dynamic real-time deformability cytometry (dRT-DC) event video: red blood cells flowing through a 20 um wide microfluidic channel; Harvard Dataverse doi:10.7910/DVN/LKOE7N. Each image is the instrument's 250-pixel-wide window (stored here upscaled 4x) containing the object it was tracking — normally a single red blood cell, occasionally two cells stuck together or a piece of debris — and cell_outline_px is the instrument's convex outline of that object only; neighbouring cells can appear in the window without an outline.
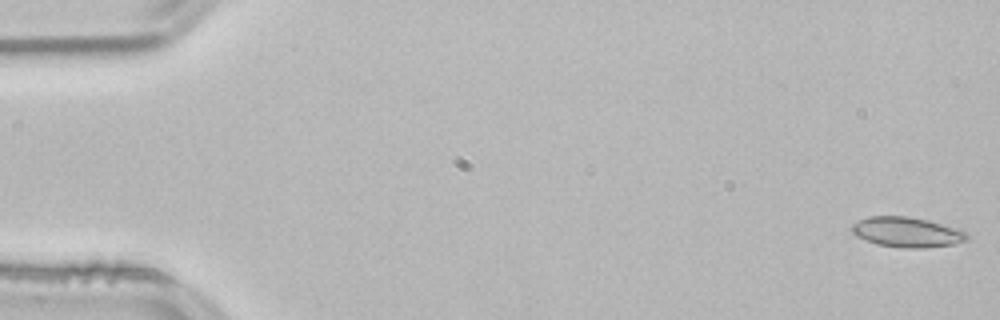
{"species": "common noctule bat (a hibernating species)", "species_latin": "Nyctalus noctula", "temperature_condition": "room temperature", "stored_images_in_passage": 53, "camera_frame_rate_fps": 3000, "um_per_image_px": 0.085, "animal": {"sex": "male", "body_mass_g": 21.5, "forearm_length_mm": 52.0}, "frame": {"image": 1, "passage_image": 1, "time_ms": 0.0, "image_size_px": [1000, 320], "cell_outline_px": [[968, 240], [952, 244], [924, 248], [904, 248], [876, 244], [856, 236], [852, 232], [852, 224], [868, 216], [908, 216], [928, 220], [968, 232]], "centroid_in_image_um": [77.08, 19.73], "position_along_channel_um": 7.9, "area_um2": 20.11}}
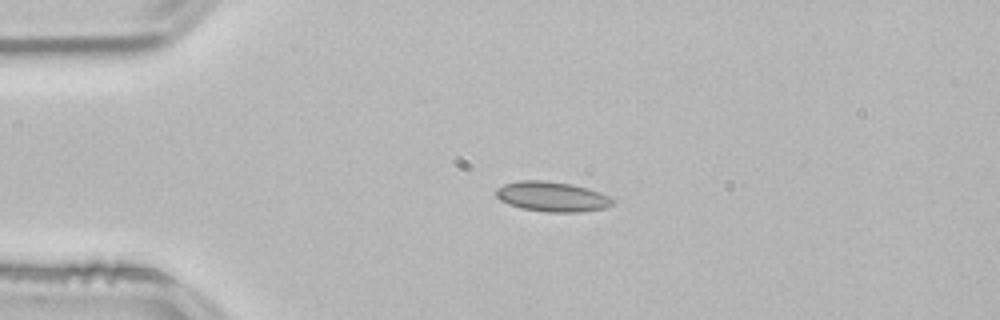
{"frame": {"image": 2, "passage_image": 12, "time_ms": 3.667, "image_size_px": [1000, 320], "cell_outline_px": [[616, 200], [612, 204], [604, 208], [580, 212], [548, 212], [520, 208], [508, 204], [500, 200], [496, 196], [496, 188], [504, 184], [520, 180], [544, 180], [572, 184], [588, 188], [600, 192]], "centroid_in_image_um": [46.92, 16.71], "position_along_channel_um": 38.1, "area_um2": 20.46}}
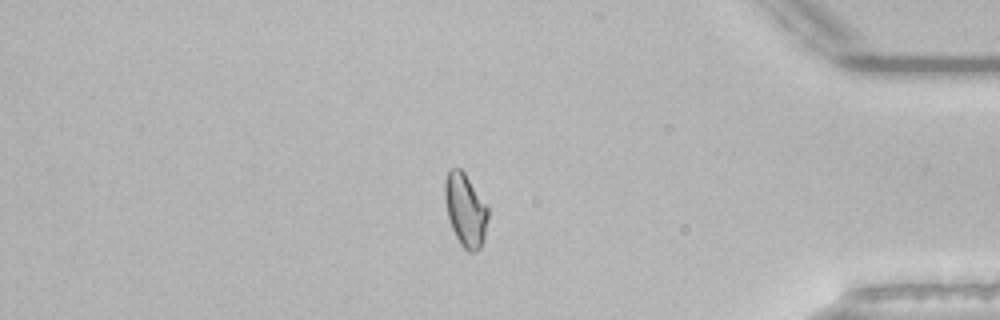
{"frame": {"image": 3, "passage_image": 45, "time_ms": 14.667, "image_size_px": [1000, 320], "cell_outline_px": [[488, 216], [484, 240], [480, 248], [476, 252], [468, 252], [460, 244], [452, 228], [448, 216], [444, 200], [444, 180], [448, 168], [460, 168], [464, 172], [488, 208]], "centroid_in_image_um": [39.54, 17.84], "position_along_channel_um": 395.7, "area_um2": 18.38}, "authors_computed_cell_mechanics": {"area_um2": 18.5538, "velocity_mm_per_s": 3.8282, "shape_relaxation_time_tau1_ms": 10.5806, "shape_relaxation_time_tau2_ms": 2.0183, "deformation_change_tau1": 0.135, "deformation_change_tau2": 0.0469}}